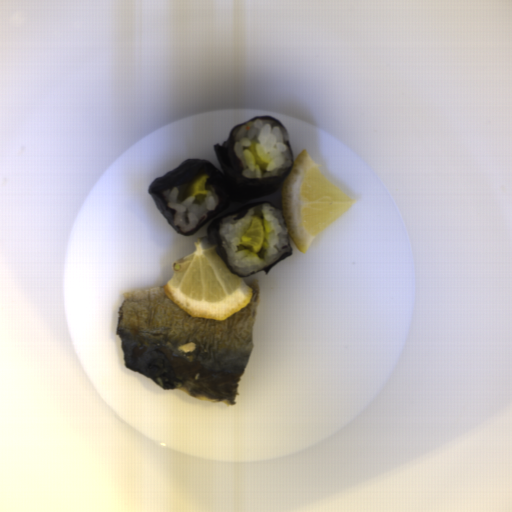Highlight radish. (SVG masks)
Here are the masks:
<instances>
[{
	"instance_id": "obj_3",
	"label": "radish",
	"mask_w": 512,
	"mask_h": 512,
	"mask_svg": "<svg viewBox=\"0 0 512 512\" xmlns=\"http://www.w3.org/2000/svg\"><path fill=\"white\" fill-rule=\"evenodd\" d=\"M256 144H259V142L253 139L251 144L247 147V150L253 155L254 162L259 166L260 170H265L267 169L269 164L263 161L261 157L258 155Z\"/></svg>"
},
{
	"instance_id": "obj_2",
	"label": "radish",
	"mask_w": 512,
	"mask_h": 512,
	"mask_svg": "<svg viewBox=\"0 0 512 512\" xmlns=\"http://www.w3.org/2000/svg\"><path fill=\"white\" fill-rule=\"evenodd\" d=\"M210 175L200 174L195 176L194 179L187 185L184 194L187 196L206 195V183L209 180Z\"/></svg>"
},
{
	"instance_id": "obj_1",
	"label": "radish",
	"mask_w": 512,
	"mask_h": 512,
	"mask_svg": "<svg viewBox=\"0 0 512 512\" xmlns=\"http://www.w3.org/2000/svg\"><path fill=\"white\" fill-rule=\"evenodd\" d=\"M242 247L251 250L252 252L259 253L264 244V227L260 217L254 215L249 228L243 233L240 238Z\"/></svg>"
}]
</instances>
